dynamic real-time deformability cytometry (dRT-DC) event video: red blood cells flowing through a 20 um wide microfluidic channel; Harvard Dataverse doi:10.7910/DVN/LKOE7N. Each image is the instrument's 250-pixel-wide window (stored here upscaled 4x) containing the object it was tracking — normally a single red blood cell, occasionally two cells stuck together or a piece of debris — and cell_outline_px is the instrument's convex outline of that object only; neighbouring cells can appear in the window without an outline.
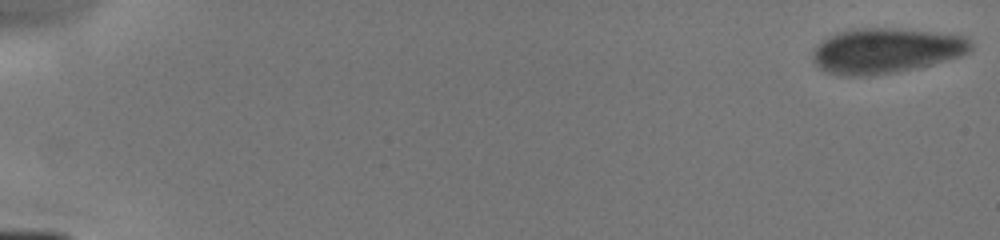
{"species": "human", "species_latin": "Homo sapiens", "temperature_condition": "cold", "stored_images_in_passage": 6, "camera_frame_rate_fps": 3000, "um_per_image_px": 0.085, "donor": {"sex": "male"}, "frame": {"image": 1, "passage_image": 1, "time_ms": 0.0, "image_size_px": [1000, 240], "cell_outline_px": [[972, 52], [924, 68], [896, 72], [860, 76], [844, 76], [828, 72], [820, 68], [812, 60], [812, 52], [824, 40], [840, 32], [860, 28], [888, 28], [932, 32], [968, 36], [972, 40]], "centroid_in_image_um": [75.4, 4.32], "position_along_channel_um": 9.6, "area_um2": 41.67}}
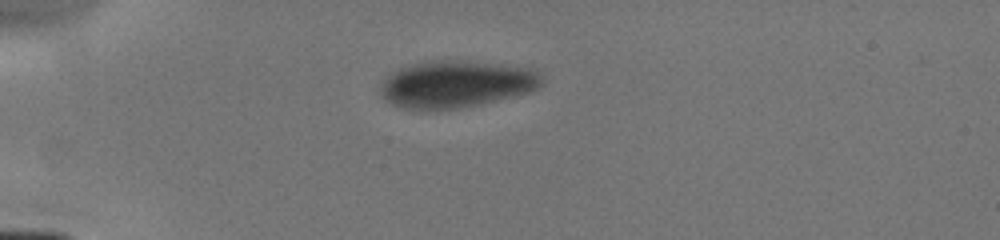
{"frame": {"image": 2, "passage_image": 5, "time_ms": 4.333, "image_size_px": [1000, 240], "cell_outline_px": [[544, 80], [536, 88], [528, 92], [480, 104], [460, 108], [400, 108], [384, 100], [380, 96], [380, 84], [384, 76], [400, 68], [412, 64], [428, 60], [456, 60], [500, 64], [536, 68]], "centroid_in_image_um": [38.74, 7.12], "position_along_channel_um": 46.3, "area_um2": 44.22}}